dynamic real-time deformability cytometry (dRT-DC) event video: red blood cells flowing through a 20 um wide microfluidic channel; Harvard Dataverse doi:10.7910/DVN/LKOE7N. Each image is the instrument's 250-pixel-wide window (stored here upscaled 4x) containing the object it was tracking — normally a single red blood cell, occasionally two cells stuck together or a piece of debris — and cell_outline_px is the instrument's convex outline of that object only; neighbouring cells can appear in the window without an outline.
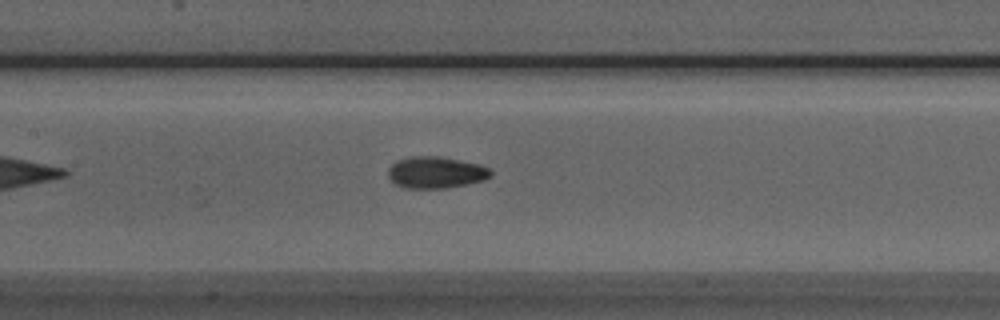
{"species": "Egyptian fruit bat (a non-hibernating species)", "species_latin": "Rousettus aegyptiacus", "temperature_condition": "room temperature", "stored_images_in_passage": 38, "camera_frame_rate_fps": 3000, "um_per_image_px": 0.085, "animal": {"sex": "male"}, "frame": {"image": 1, "passage_image": 10, "time_ms": 3.0, "image_size_px": [1000, 320], "cell_outline_px": [[492, 176], [484, 180], [444, 188], [404, 188], [396, 184], [388, 176], [388, 168], [396, 160], [412, 156], [440, 156], [480, 164], [488, 168], [492, 172]], "centroid_in_image_um": [37.03, 14.64], "position_along_channel_um": 170.4, "area_um2": 18.9}}
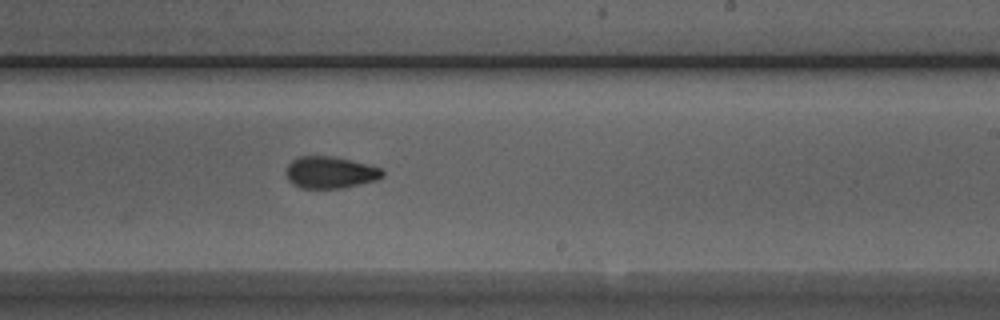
{"frame": {"image": 2, "passage_image": 17, "time_ms": 5.333, "image_size_px": [1000, 320], "cell_outline_px": [[384, 176], [376, 180], [340, 188], [300, 188], [292, 184], [288, 180], [284, 172], [288, 164], [292, 160], [300, 156], [332, 156], [352, 160], [368, 164], [380, 168], [384, 172]], "centroid_in_image_um": [28.03, 14.65], "position_along_channel_um": 261.0, "area_um2": 17.98}}
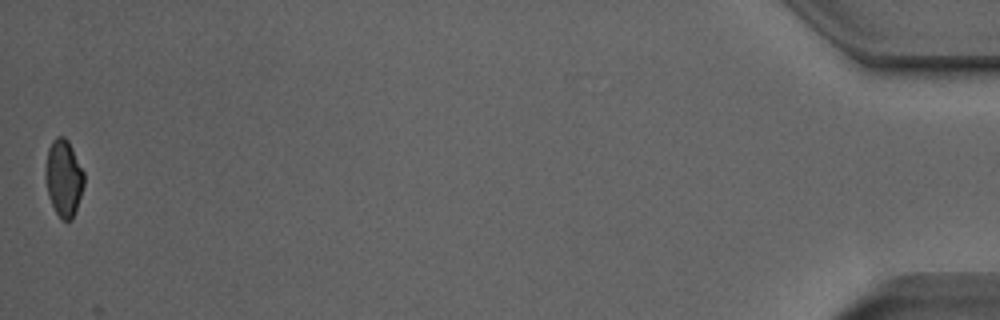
{"frame": {"image": 3, "passage_image": 38, "time_ms": 12.333, "image_size_px": [1000, 320], "cell_outline_px": [[84, 184], [76, 212], [72, 220], [60, 220], [48, 196], [48, 148], [52, 140], [56, 136], [64, 136], [68, 140], [84, 172]], "centroid_in_image_um": [5.46, 15.16], "position_along_channel_um": 429.7, "area_um2": 16.76}, "authors_computed_cell_mechanics": {"area_um2": 18.1492, "velocity_mm_per_s": 3.9028, "shape_relaxation_time_tau1_ms": 10.2342, "shape_relaxation_time_tau2_ms": 2.4739, "deformation_change_tau1": 0.1858, "deformation_change_tau2": 0.0769}}